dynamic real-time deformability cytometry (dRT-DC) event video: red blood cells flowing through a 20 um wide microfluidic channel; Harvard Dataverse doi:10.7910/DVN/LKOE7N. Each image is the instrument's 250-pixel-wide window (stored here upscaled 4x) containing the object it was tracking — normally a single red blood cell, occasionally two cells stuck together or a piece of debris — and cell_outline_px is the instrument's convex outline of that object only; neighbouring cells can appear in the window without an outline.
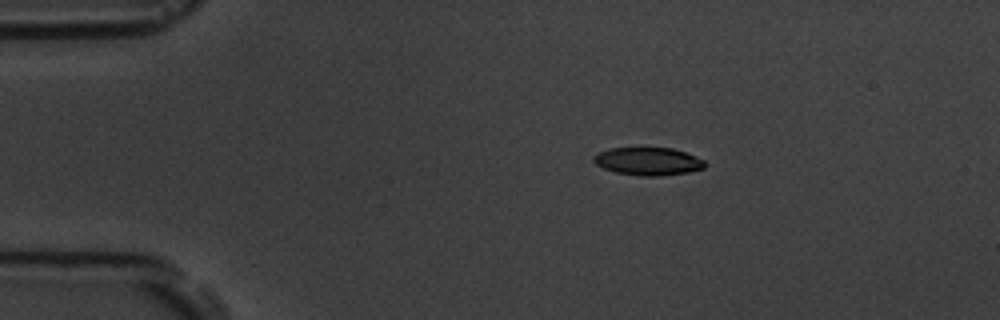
{"species": "common noctule bat (a hibernating species)", "species_latin": "Nyctalus noctula", "temperature_condition": "room temperature", "stored_images_in_passage": 4, "camera_frame_rate_fps": 3000, "um_per_image_px": 0.085, "animal": {"sex": "male", "body_mass_g": 19.5, "forearm_length_mm": 54.6}, "frame": {"image": 1, "passage_image": 1, "time_ms": 0.0, "image_size_px": [1000, 320], "cell_outline_px": [[708, 164], [704, 168], [688, 172], [660, 176], [640, 176], [616, 172], [604, 168], [596, 164], [592, 160], [592, 156], [596, 152], [608, 148], [672, 148], [696, 156], [704, 160]], "centroid_in_image_um": [55.07, 13.71], "position_along_channel_um": 29.9, "area_um2": 18.21}}
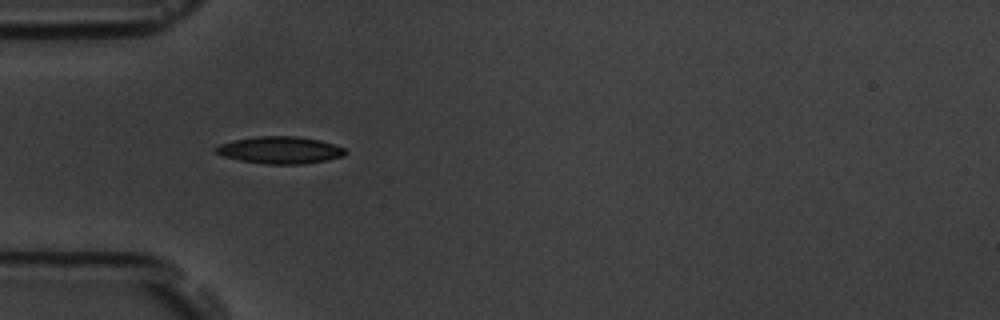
{"frame": {"image": 2, "passage_image": 3, "time_ms": 2.333, "image_size_px": [1000, 320], "cell_outline_px": [[348, 152], [344, 156], [328, 160], [304, 164], [264, 164], [240, 160], [224, 156], [216, 152], [212, 148], [220, 144], [232, 140], [256, 136], [296, 136], [320, 140], [344, 148]], "centroid_in_image_um": [23.8, 12.76], "position_along_channel_um": 61.2, "area_um2": 20.58}}
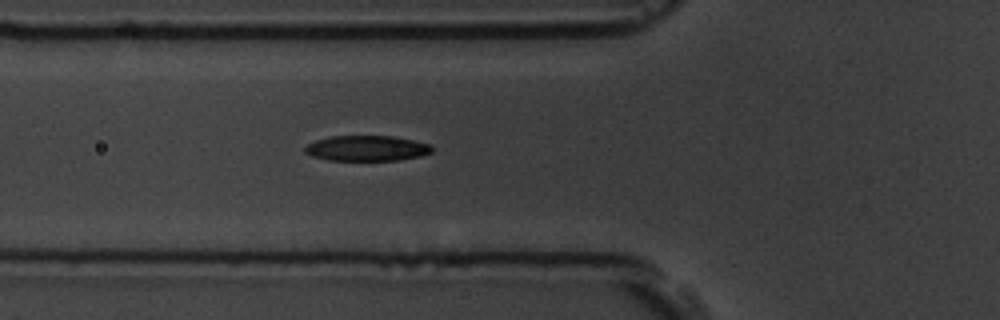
{"frame": {"image": 3, "passage_image": 4, "time_ms": 3.333, "image_size_px": [1000, 320], "cell_outline_px": [[432, 152], [420, 156], [400, 160], [328, 160], [312, 156], [304, 152], [304, 148], [308, 144], [316, 140], [332, 136], [392, 136], [432, 144]], "centroid_in_image_um": [31.18, 12.6], "position_along_channel_um": 94.6, "area_um2": 18.79}}